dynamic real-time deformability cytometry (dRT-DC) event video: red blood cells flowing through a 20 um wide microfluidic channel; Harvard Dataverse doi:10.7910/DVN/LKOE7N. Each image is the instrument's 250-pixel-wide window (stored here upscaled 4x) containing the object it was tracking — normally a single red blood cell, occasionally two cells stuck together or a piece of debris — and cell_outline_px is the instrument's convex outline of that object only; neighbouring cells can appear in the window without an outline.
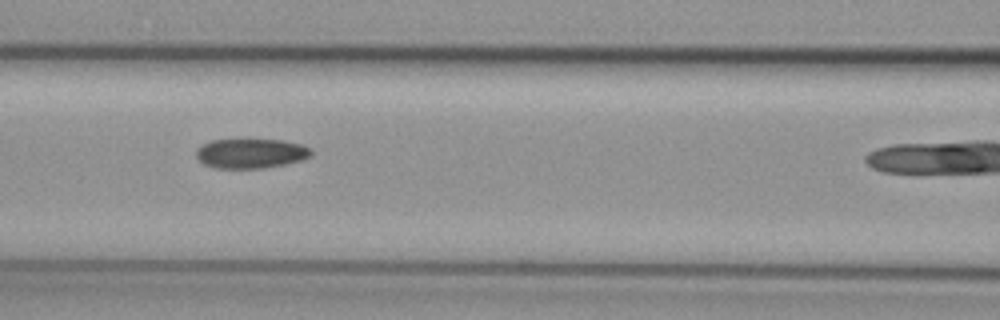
{"species": "common noctule bat (a hibernating species)", "species_latin": "Nyctalus noctula", "temperature_condition": "cold", "stored_images_in_passage": 6, "camera_frame_rate_fps": 3000, "um_per_image_px": 0.085, "animal": {"sex": "female", "body_mass_g": 29.2, "forearm_length_mm": 56.3}, "frame": {"image": 1, "passage_image": 5, "time_ms": 5.667, "image_size_px": [1000, 320], "cell_outline_px": [[312, 152], [308, 156], [300, 160], [284, 164], [264, 168], [216, 168], [204, 164], [196, 156], [196, 148], [200, 144], [212, 140], [284, 140], [300, 144], [308, 148]], "centroid_in_image_um": [21.26, 13.04], "position_along_channel_um": 145.3, "area_um2": 19.65}}